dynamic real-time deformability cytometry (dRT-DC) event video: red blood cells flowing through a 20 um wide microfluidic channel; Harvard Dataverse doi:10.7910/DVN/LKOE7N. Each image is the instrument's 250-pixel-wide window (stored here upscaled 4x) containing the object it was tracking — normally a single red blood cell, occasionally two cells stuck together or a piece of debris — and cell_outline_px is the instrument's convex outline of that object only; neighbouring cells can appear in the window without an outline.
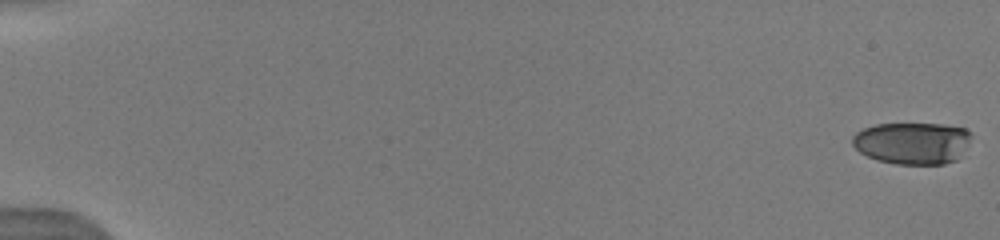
{"species": "human", "species_latin": "Homo sapiens", "temperature_condition": "warm", "stored_images_in_passage": 44, "camera_frame_rate_fps": 3000, "um_per_image_px": 0.085, "donor": {"sex": "male"}, "frame": {"image": 1, "passage_image": 1, "time_ms": 0.0, "image_size_px": [1000, 240], "cell_outline_px": [[972, 136], [968, 144], [956, 160], [944, 164], [896, 164], [876, 160], [860, 152], [852, 144], [852, 136], [856, 132], [864, 128], [876, 124], [940, 124], [964, 128], [972, 132]], "centroid_in_image_um": [77.55, 12.16], "position_along_channel_um": 7.5, "area_um2": 29.13}}
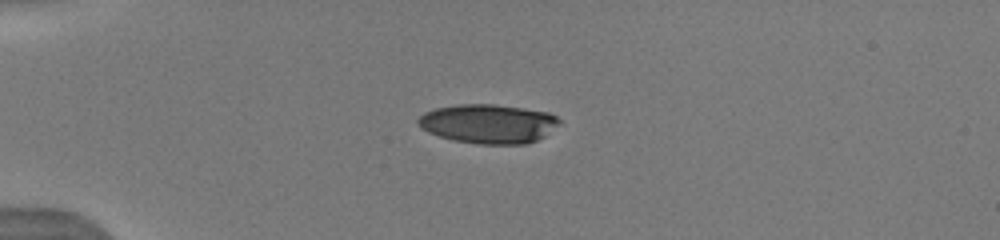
{"frame": {"image": 2, "passage_image": 17, "time_ms": 4.667, "image_size_px": [1000, 240], "cell_outline_px": [[560, 120], [544, 136], [528, 144], [476, 144], [452, 140], [428, 132], [420, 128], [416, 124], [416, 120], [424, 112], [436, 108], [456, 104], [492, 104], [524, 108], [548, 112], [556, 116]], "centroid_in_image_um": [41.44, 10.51], "position_along_channel_um": 43.6, "area_um2": 32.25}}
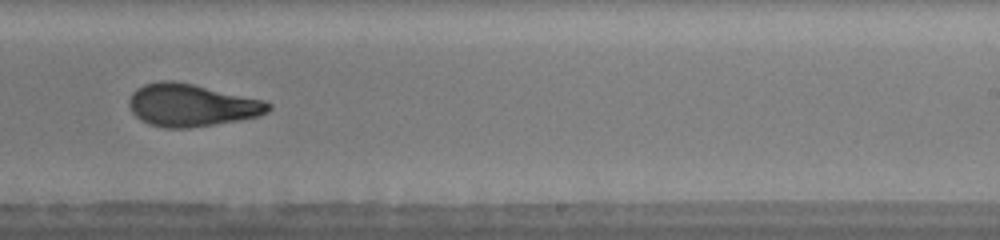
{"frame": {"image": 3, "passage_image": 39, "time_ms": 11.333, "image_size_px": [1000, 240], "cell_outline_px": [[272, 108], [268, 112], [260, 116], [240, 120], [216, 124], [188, 128], [164, 128], [148, 124], [140, 120], [132, 112], [128, 104], [128, 100], [132, 92], [136, 88], [144, 84], [160, 80], [172, 80], [192, 84], [264, 100], [272, 104]], "centroid_in_image_um": [16.26, 8.94], "position_along_channel_um": 272.7, "area_um2": 34.74}}